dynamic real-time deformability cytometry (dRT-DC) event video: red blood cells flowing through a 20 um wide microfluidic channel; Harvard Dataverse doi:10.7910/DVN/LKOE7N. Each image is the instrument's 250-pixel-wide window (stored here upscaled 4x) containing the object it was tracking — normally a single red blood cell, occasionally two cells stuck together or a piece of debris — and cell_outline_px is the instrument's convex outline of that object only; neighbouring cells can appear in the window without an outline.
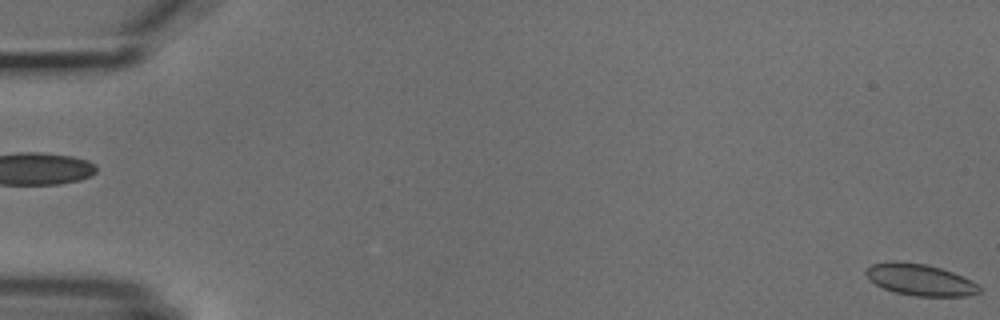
{"species": "common noctule bat (a hibernating species)", "species_latin": "Nyctalus noctula", "temperature_condition": "cold", "stored_images_in_passage": 3, "segment_of_instrument_passage": [2, 2], "camera_frame_rate_fps": 3000, "um_per_image_px": 0.085, "animal": {"sex": "male", "body_mass_g": 18.8}, "frame": {"image": 1, "passage_image": 3, "time_ms": 2.333, "image_size_px": [1000, 320], "cell_outline_px": [[984, 288], [980, 292], [964, 296], [916, 296], [896, 292], [884, 288], [876, 284], [864, 272], [864, 268], [872, 264], [892, 260], [900, 260], [928, 264], [952, 272], [972, 280], [980, 284]], "centroid_in_image_um": [78.23, 23.75], "position_along_channel_um": 6.8, "area_um2": 21.1}}